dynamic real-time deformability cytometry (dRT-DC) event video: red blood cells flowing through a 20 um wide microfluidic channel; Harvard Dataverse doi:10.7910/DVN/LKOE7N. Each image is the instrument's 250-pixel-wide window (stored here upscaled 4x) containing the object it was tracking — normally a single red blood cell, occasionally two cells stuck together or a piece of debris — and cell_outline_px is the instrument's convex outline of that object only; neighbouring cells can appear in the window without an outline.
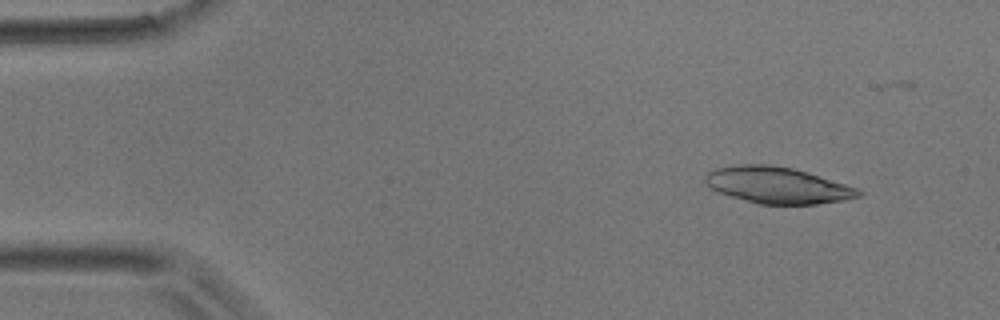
{"species": "common noctule bat (a hibernating species)", "species_latin": "Nyctalus noctula", "temperature_condition": "room temperature", "stored_images_in_passage": 47, "camera_frame_rate_fps": 3000, "um_per_image_px": 0.085, "animal": {"sex": "male", "body_mass_g": 17.9}, "frame": {"image": 1, "passage_image": 4, "time_ms": 1.0, "image_size_px": [1000, 320], "cell_outline_px": [[864, 192], [860, 196], [844, 200], [816, 204], [756, 204], [720, 192], [704, 184], [704, 176], [708, 172], [716, 168], [740, 164], [772, 164], [792, 168], [808, 172], [856, 188]], "centroid_in_image_um": [66.06, 15.74], "position_along_channel_um": 18.9, "area_um2": 32.43}}